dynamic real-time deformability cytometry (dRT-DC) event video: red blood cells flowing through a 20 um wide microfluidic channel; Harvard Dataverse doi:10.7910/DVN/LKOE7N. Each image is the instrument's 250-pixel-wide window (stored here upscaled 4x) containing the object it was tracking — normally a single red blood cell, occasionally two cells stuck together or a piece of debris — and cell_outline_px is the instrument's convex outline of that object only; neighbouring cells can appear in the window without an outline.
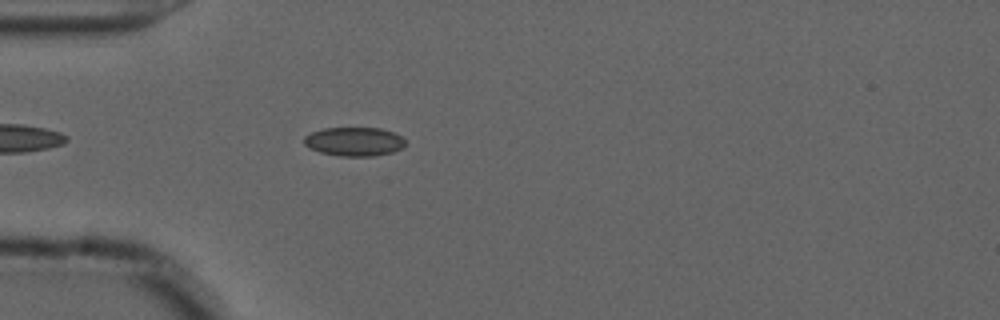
{"species": "common noctule bat (a hibernating species)", "species_latin": "Nyctalus noctula", "temperature_condition": "cold", "stored_images_in_passage": 44, "camera_frame_rate_fps": 3000, "um_per_image_px": 0.085, "animal": {"sex": "male", "forearm_length_mm": 52.5}, "frame": {"image": 1, "passage_image": 5, "time_ms": 1.333, "image_size_px": [1000, 320], "cell_outline_px": [[404, 148], [392, 152], [372, 156], [340, 156], [320, 152], [304, 144], [304, 136], [312, 132], [324, 128], [380, 128], [396, 132], [404, 140]], "centroid_in_image_um": [30.13, 12.03], "position_along_channel_um": 54.9, "area_um2": 16.99}}
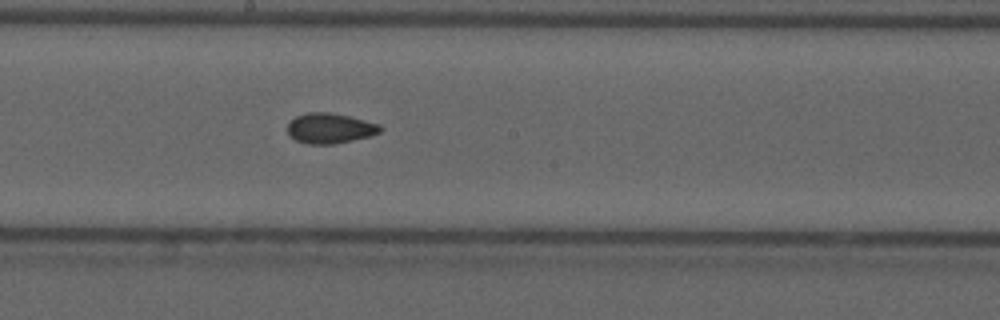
{"frame": {"image": 2, "passage_image": 19, "time_ms": 6.0, "image_size_px": [1000, 320], "cell_outline_px": [[384, 128], [380, 132], [372, 136], [332, 144], [308, 144], [296, 140], [288, 132], [288, 124], [296, 116], [308, 112], [328, 112], [348, 116], [380, 124]], "centroid_in_image_um": [28.08, 10.9], "position_along_channel_um": 220.1, "area_um2": 16.24}}
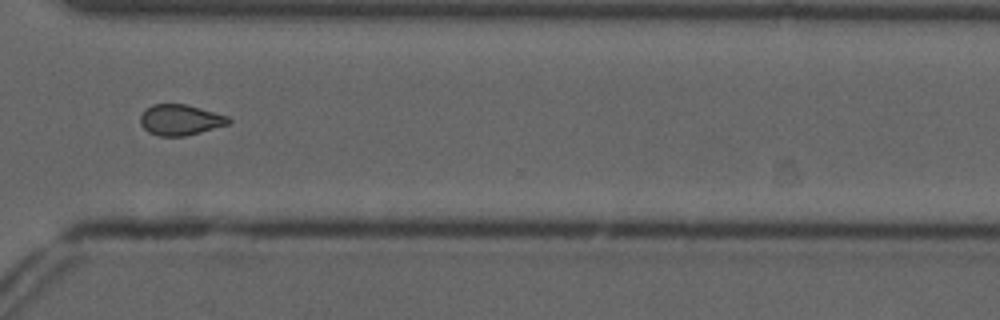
{"frame": {"image": 3, "passage_image": 30, "time_ms": 9.667, "image_size_px": [1000, 320], "cell_outline_px": [[232, 120], [228, 124], [200, 132], [184, 136], [160, 136], [148, 132], [140, 124], [140, 116], [152, 104], [184, 104], [200, 108], [228, 116]], "centroid_in_image_um": [15.32, 10.19], "position_along_channel_um": 355.3, "area_um2": 15.61}, "authors_computed_cell_mechanics": {"area_um2": 16.2418, "velocity_mm_per_s": 3.6973, "shape_relaxation_time_tau1_ms": null, "shape_relaxation_time_tau2_ms": 2.1298, "deformation_change_tau1": null, "deformation_change_tau2": 0.0625}}